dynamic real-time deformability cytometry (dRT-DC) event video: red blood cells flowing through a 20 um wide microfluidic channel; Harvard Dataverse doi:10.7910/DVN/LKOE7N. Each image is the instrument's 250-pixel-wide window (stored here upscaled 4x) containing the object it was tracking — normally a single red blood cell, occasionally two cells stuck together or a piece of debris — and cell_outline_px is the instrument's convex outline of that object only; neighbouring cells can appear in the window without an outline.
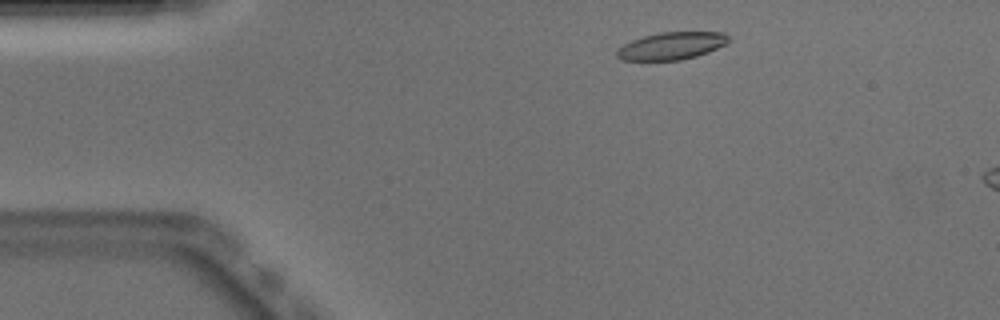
{"species": "Egyptian fruit bat (a non-hibernating species)", "species_latin": "Rousettus aegyptiacus", "temperature_condition": "warm", "stored_images_in_passage": 9, "camera_frame_rate_fps": 3000, "um_per_image_px": 0.085, "animal": {"sex": "male"}, "frame": {"image": 1, "passage_image": 4, "time_ms": 1.0, "image_size_px": [1000, 320], "cell_outline_px": [[728, 44], [708, 52], [696, 56], [680, 60], [620, 60], [616, 56], [616, 48], [632, 40], [644, 36], [660, 32], [724, 32], [728, 36]], "centroid_in_image_um": [57.07, 3.9], "position_along_channel_um": 27.9, "area_um2": 17.92}}